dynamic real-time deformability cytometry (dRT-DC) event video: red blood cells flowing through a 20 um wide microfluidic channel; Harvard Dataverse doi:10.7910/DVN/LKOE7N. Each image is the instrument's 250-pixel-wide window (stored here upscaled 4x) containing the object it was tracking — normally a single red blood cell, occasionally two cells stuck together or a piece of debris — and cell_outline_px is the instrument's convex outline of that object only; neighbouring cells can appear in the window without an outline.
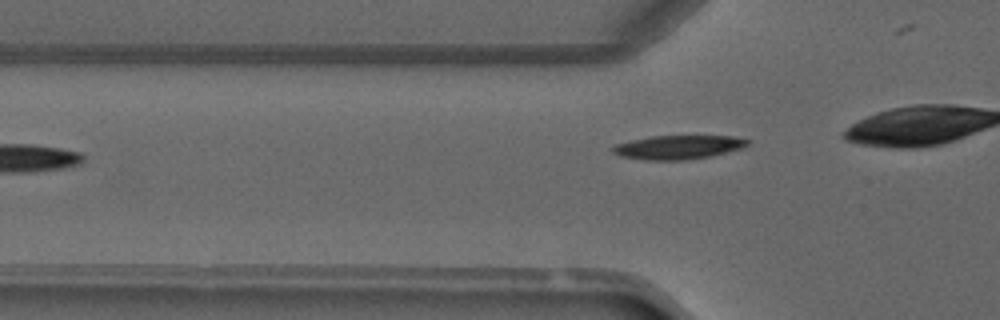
{"species": "common noctule bat (a hibernating species)", "species_latin": "Nyctalus noctula", "temperature_condition": "warm", "stored_images_in_passage": 3, "camera_frame_rate_fps": 3000, "um_per_image_px": 0.085, "animal": {"sex": "male", "forearm_length_mm": 52.5}, "frame": {"image": 1, "passage_image": 3, "time_ms": 2.333, "image_size_px": [1000, 320], "cell_outline_px": [[748, 144], [744, 148], [712, 156], [688, 160], [644, 160], [620, 156], [612, 152], [612, 148], [616, 144], [632, 140], [652, 136], [732, 136], [748, 140]], "centroid_in_image_um": [57.65, 12.52], "position_along_channel_um": 68.1, "area_um2": 18.79}}